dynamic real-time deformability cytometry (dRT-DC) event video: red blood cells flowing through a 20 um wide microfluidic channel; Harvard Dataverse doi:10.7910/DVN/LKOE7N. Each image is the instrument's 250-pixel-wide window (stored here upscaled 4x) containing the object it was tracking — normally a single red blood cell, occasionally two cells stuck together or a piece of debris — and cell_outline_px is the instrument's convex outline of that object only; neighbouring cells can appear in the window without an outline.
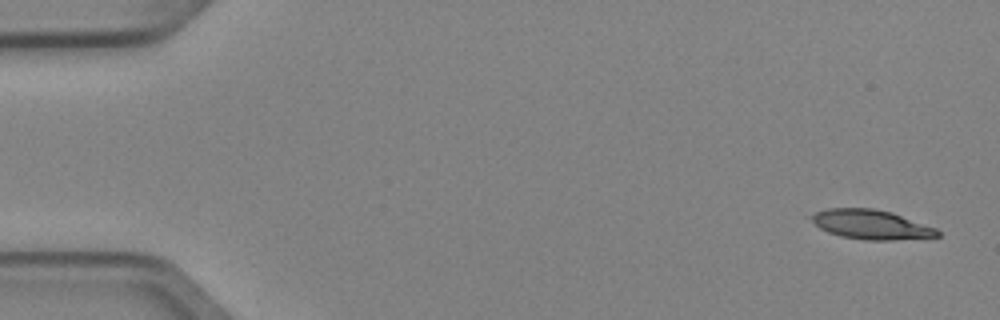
{"species": "Egyptian fruit bat (a non-hibernating species)", "species_latin": "Rousettus aegyptiacus", "temperature_condition": "cold", "stored_images_in_passage": 6, "camera_frame_rate_fps": 3000, "um_per_image_px": 0.085, "animal": {"sex": "female"}, "frame": {"image": 1, "passage_image": 1, "time_ms": 0.0, "image_size_px": [1000, 320], "cell_outline_px": [[940, 236], [892, 240], [864, 240], [840, 236], [828, 232], [820, 228], [804, 216], [828, 208], [872, 208], [892, 212], [936, 228], [940, 232]], "centroid_in_image_um": [73.98, 19.08], "position_along_channel_um": 11.0, "area_um2": 21.79}}
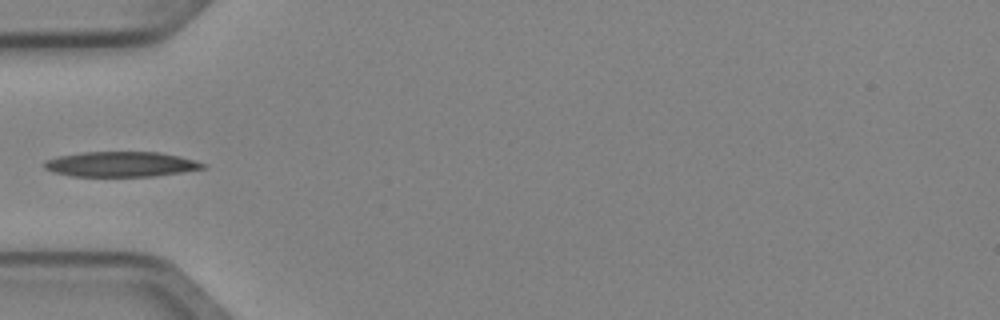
{"frame": {"image": 2, "passage_image": 5, "time_ms": 1.333, "image_size_px": [1000, 320], "cell_outline_px": [[208, 164], [204, 168], [156, 176], [72, 176], [52, 172], [44, 168], [44, 160], [60, 156], [84, 152], [156, 152], [180, 156], [196, 160]], "centroid_in_image_um": [10.28, 13.96], "position_along_channel_um": 74.7, "area_um2": 23.18}}
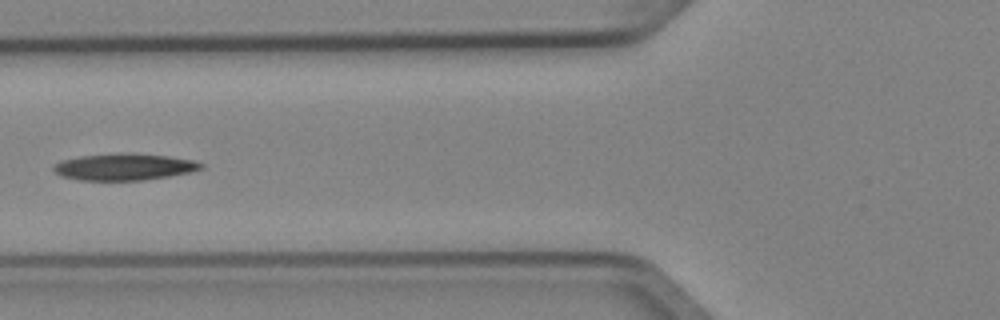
{"frame": {"image": 3, "passage_image": 6, "time_ms": 1.667, "image_size_px": [1000, 320], "cell_outline_px": [[204, 168], [192, 172], [144, 180], [80, 180], [60, 176], [52, 168], [60, 160], [80, 156], [132, 152], [168, 156], [192, 160], [204, 164]], "centroid_in_image_um": [10.57, 14.18], "position_along_channel_um": 115.2, "area_um2": 23.0}}